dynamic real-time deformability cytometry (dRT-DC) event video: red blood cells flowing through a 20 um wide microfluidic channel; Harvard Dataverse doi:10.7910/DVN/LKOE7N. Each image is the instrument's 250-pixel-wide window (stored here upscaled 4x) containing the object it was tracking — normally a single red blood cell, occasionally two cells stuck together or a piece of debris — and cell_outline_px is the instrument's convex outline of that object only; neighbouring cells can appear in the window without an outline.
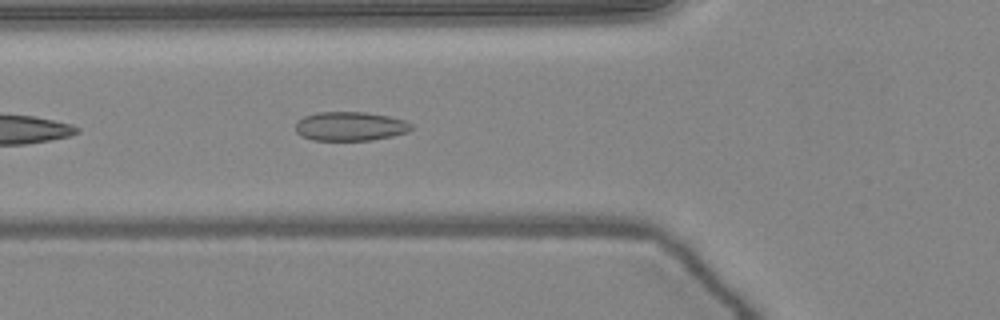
{"species": "common noctule bat (a hibernating species)", "species_latin": "Nyctalus noctula", "temperature_condition": "warm", "stored_images_in_passage": 37, "camera_frame_rate_fps": 3000, "um_per_image_px": 0.085, "animal": {"sex": "female", "body_mass_g": 24.6, "forearm_length_mm": 56.2}, "frame": {"image": 1, "passage_image": 5, "time_ms": 1.333, "image_size_px": [1000, 320], "cell_outline_px": [[412, 128], [408, 132], [392, 136], [372, 140], [312, 140], [300, 136], [296, 132], [296, 120], [304, 116], [316, 112], [364, 112], [388, 116], [404, 120], [412, 124]], "centroid_in_image_um": [29.73, 10.73], "position_along_channel_um": 96.1, "area_um2": 19.71}}
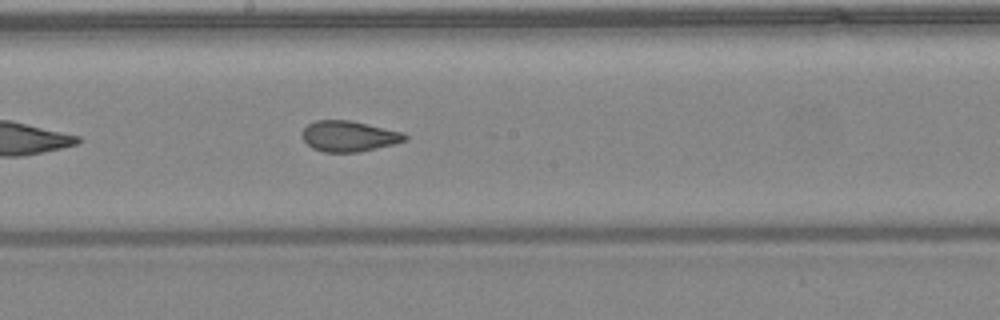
{"frame": {"image": 2, "passage_image": 14, "time_ms": 4.333, "image_size_px": [1000, 320], "cell_outline_px": [[408, 140], [360, 152], [324, 152], [312, 148], [300, 136], [300, 132], [308, 124], [316, 120], [352, 120], [404, 132], [408, 136]], "centroid_in_image_um": [29.65, 11.57], "position_along_channel_um": 218.5, "area_um2": 18.61}}
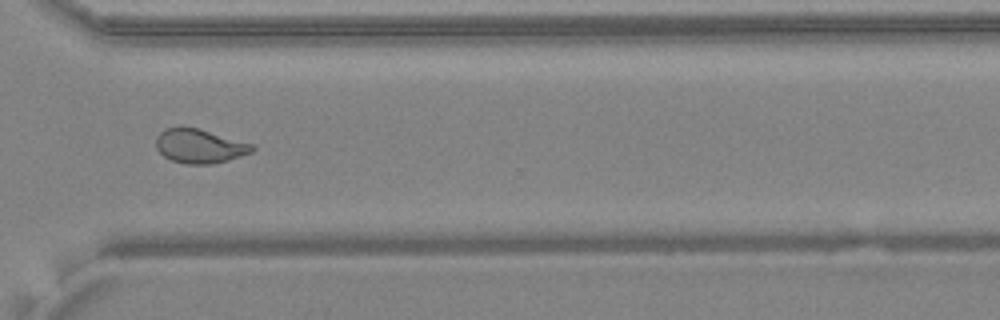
{"frame": {"image": 3, "passage_image": 24, "time_ms": 7.667, "image_size_px": [1000, 320], "cell_outline_px": [[256, 148], [252, 152], [228, 160], [212, 164], [184, 164], [172, 160], [164, 156], [156, 148], [156, 136], [164, 128], [180, 124], [200, 128], [252, 144]], "centroid_in_image_um": [16.92, 12.38], "position_along_channel_um": 353.7, "area_um2": 19.54}, "authors_computed_cell_mechanics": {"area_um2": 19.4208, "velocity_mm_per_s": 4.0771, "shape_relaxation_time_tau1_ms": null, "shape_relaxation_time_tau2_ms": 0.9846, "deformation_change_tau1": null, "deformation_change_tau2": 0.0541}}